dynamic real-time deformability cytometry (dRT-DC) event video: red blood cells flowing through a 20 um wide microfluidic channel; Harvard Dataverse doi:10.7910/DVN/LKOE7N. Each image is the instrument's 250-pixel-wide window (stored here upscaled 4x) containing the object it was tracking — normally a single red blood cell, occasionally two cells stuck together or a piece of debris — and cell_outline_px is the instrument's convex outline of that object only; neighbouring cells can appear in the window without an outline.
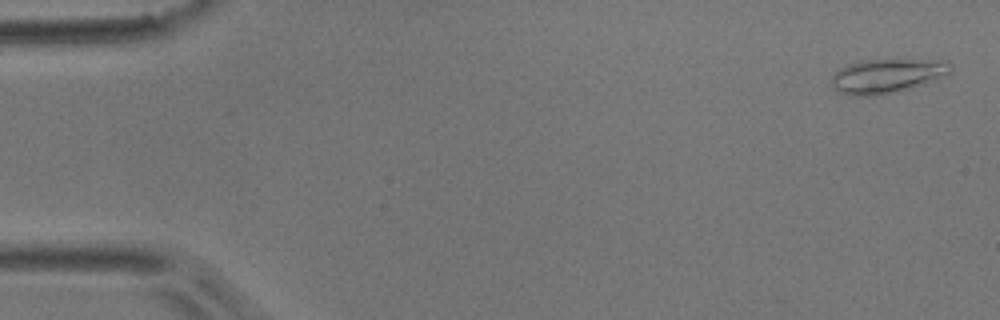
{"species": "common noctule bat (a hibernating species)", "species_latin": "Nyctalus noctula", "temperature_condition": "room temperature", "stored_images_in_passage": 51, "camera_frame_rate_fps": 3000, "um_per_image_px": 0.085, "animal": {"sex": "male", "body_mass_g": 17.9}, "frame": {"image": 1, "passage_image": 2, "time_ms": 0.333, "image_size_px": [1000, 320], "cell_outline_px": [[952, 68], [948, 76], [908, 88], [892, 92], [872, 96], [852, 96], [840, 92], [832, 84], [832, 72], [848, 64], [864, 60], [948, 60], [952, 64]], "centroid_in_image_um": [75.42, 6.44], "position_along_channel_um": 9.6, "area_um2": 23.64}}
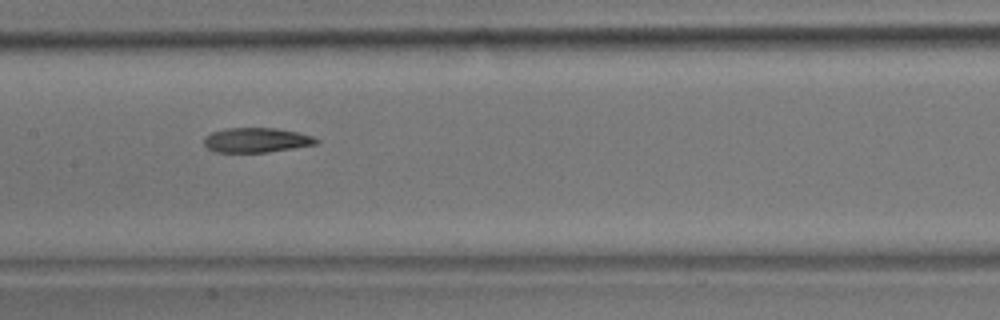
{"frame": {"image": 2, "passage_image": 25, "time_ms": 8.0, "image_size_px": [1000, 320], "cell_outline_px": [[320, 144], [268, 152], [216, 152], [208, 148], [204, 144], [204, 136], [212, 132], [224, 128], [276, 128], [296, 132], [312, 136], [320, 140]], "centroid_in_image_um": [21.81, 11.91], "position_along_channel_um": 185.6, "area_um2": 16.24}}
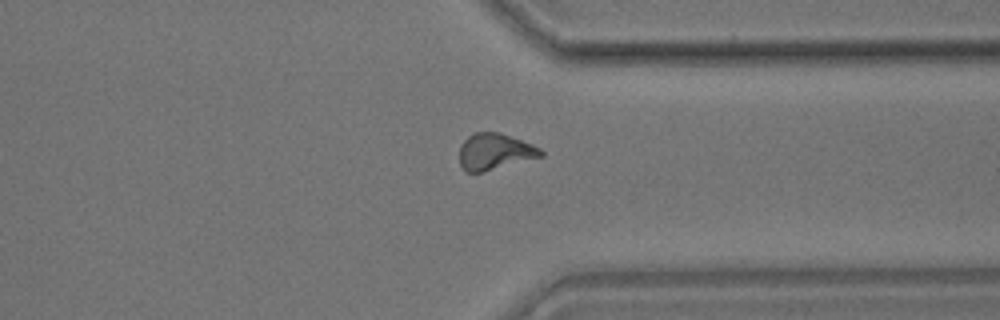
{"frame": {"image": 3, "passage_image": 39, "time_ms": 12.667, "image_size_px": [1000, 320], "cell_outline_px": [[544, 156], [480, 172], [464, 172], [460, 164], [460, 144], [468, 136], [476, 132], [500, 132], [532, 144], [540, 148], [544, 152]], "centroid_in_image_um": [42.05, 12.88], "position_along_channel_um": 369.4, "area_um2": 17.17}, "authors_computed_cell_mechanics": {"area_um2": 17.34, "velocity_mm_per_s": 3.9721, "shape_relaxation_time_tau1_ms": null, "shape_relaxation_time_tau2_ms": 4.7932, "deformation_change_tau1": null, "deformation_change_tau2": 0.1026}}